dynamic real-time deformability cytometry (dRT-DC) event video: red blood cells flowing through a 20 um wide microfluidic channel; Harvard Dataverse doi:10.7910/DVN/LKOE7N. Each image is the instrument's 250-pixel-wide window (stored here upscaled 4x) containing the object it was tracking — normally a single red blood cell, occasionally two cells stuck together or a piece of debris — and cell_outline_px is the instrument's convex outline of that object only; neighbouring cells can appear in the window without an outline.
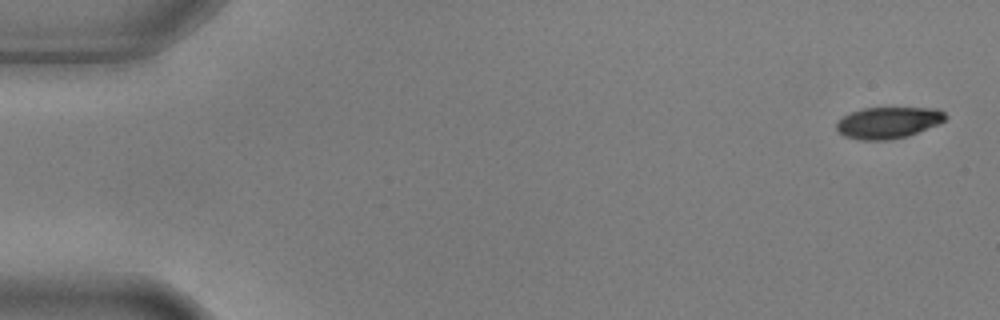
{"species": "common noctule bat (a hibernating species)", "species_latin": "Nyctalus noctula", "temperature_condition": "warm", "stored_images_in_passage": 5, "camera_frame_rate_fps": 3000, "um_per_image_px": 0.085, "animal": {"sex": "male", "body_mass_g": 17.9, "forearm_length_mm": 54.2}, "frame": {"image": 1, "passage_image": 1, "time_ms": 0.0, "image_size_px": [1000, 320], "cell_outline_px": [[948, 116], [940, 124], [908, 136], [888, 140], [860, 140], [844, 136], [836, 132], [836, 120], [852, 112], [864, 108], [940, 108]], "centroid_in_image_um": [75.5, 10.43], "position_along_channel_um": 9.5, "area_um2": 20.23}}
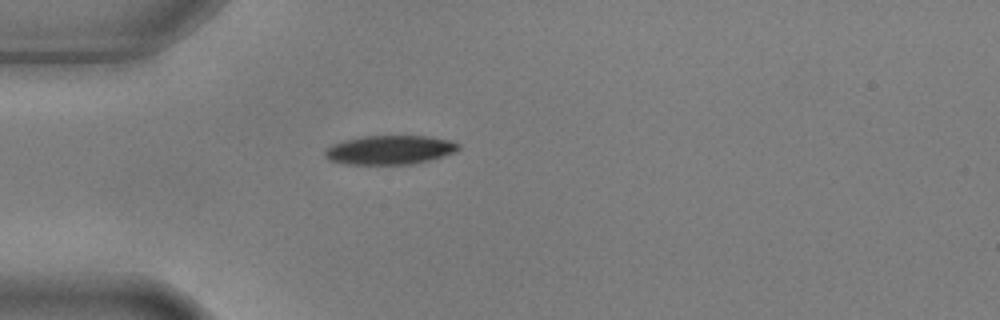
{"frame": {"image": 2, "passage_image": 5, "time_ms": 1.333, "image_size_px": [1000, 320], "cell_outline_px": [[460, 148], [456, 152], [444, 156], [416, 164], [344, 164], [328, 160], [324, 156], [324, 148], [332, 144], [344, 140], [364, 136], [428, 136], [448, 140], [460, 144]], "centroid_in_image_um": [33.11, 12.75], "position_along_channel_um": 51.9, "area_um2": 22.83}}